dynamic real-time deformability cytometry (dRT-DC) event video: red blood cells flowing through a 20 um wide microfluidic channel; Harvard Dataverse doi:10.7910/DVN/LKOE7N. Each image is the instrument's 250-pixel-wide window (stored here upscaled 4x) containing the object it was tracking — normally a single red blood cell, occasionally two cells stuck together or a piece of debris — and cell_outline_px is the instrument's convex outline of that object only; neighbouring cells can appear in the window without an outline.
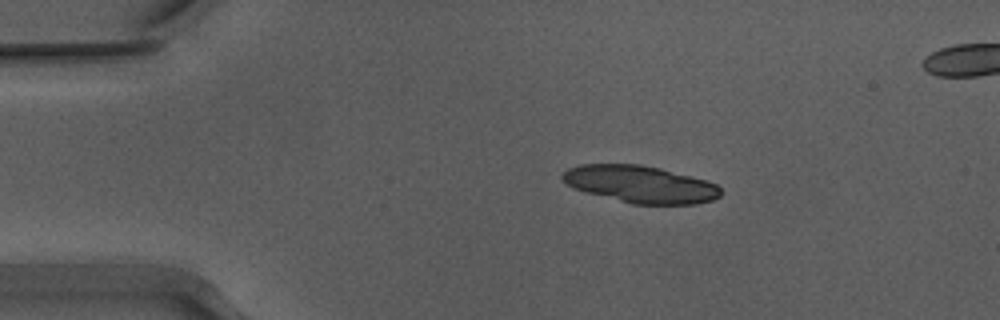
{"species": "Egyptian fruit bat (a non-hibernating species)", "species_latin": "Rousettus aegyptiacus", "temperature_condition": "warm", "stored_images_in_passage": 25, "segment_of_instrument_passage": [1, 2], "camera_frame_rate_fps": 3000, "um_per_image_px": 0.085, "animal": {"sex": "male"}, "frame": {"image": 1, "passage_image": 1, "time_ms": 0.0, "image_size_px": [1000, 320], "cell_outline_px": [[720, 196], [712, 200], [696, 204], [632, 204], [572, 188], [560, 176], [568, 168], [580, 164], [640, 164], [660, 168], [704, 180], [716, 184], [720, 188]], "centroid_in_image_um": [54.41, 15.66], "position_along_channel_um": 30.6, "area_um2": 33.99}}